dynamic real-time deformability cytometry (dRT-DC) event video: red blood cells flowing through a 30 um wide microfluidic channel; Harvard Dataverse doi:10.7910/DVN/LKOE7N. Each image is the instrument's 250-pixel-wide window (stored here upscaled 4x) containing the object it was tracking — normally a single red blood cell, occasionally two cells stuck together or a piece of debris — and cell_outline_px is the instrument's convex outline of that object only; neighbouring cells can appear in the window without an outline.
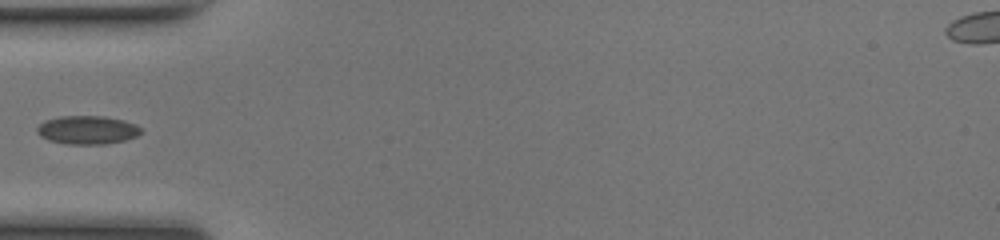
{"species": "common noctule bat (a hibernating species)", "species_latin": "Nyctalus noctula", "temperature_condition": "room temperature", "stored_images_in_passage": 34, "camera_frame_rate_fps": 3000, "um_per_image_px": 0.085, "animal": {"sex": "female", "body_mass_g": 17.0, "forearm_length_mm": 48.0}, "frame": {"image": 1, "passage_image": 1, "time_ms": 0.0, "image_size_px": [1000, 240], "cell_outline_px": [[140, 132], [136, 136], [124, 140], [104, 144], [68, 144], [48, 140], [40, 136], [36, 132], [36, 128], [44, 120], [60, 116], [104, 116], [124, 120], [136, 124], [140, 128]], "centroid_in_image_um": [7.38, 11.04], "position_along_channel_um": 77.6, "area_um2": 17.22}}
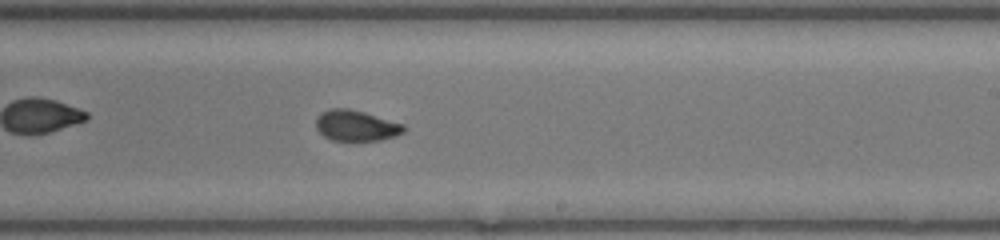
{"frame": {"image": 2, "passage_image": 14, "time_ms": 4.333, "image_size_px": [1000, 240], "cell_outline_px": [[408, 128], [404, 132], [396, 136], [380, 140], [332, 140], [324, 136], [316, 128], [316, 116], [320, 112], [328, 108], [348, 108], [364, 112], [404, 124]], "centroid_in_image_um": [30.27, 10.66], "position_along_channel_um": 258.7, "area_um2": 15.9}}
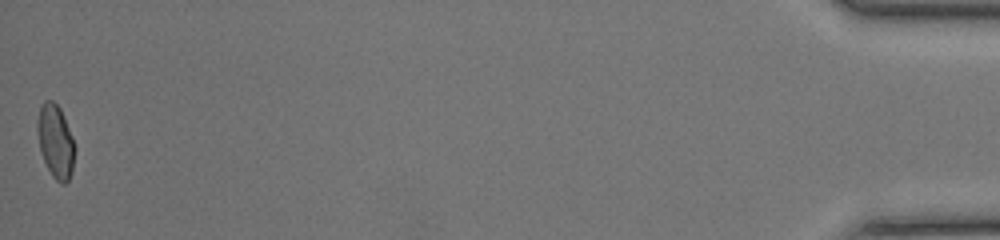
{"frame": {"image": 3, "passage_image": 34, "time_ms": 11.0, "image_size_px": [1000, 240], "cell_outline_px": [[76, 148], [72, 172], [68, 180], [64, 184], [60, 184], [52, 176], [44, 160], [40, 148], [36, 128], [36, 124], [40, 108], [44, 100], [52, 100], [60, 108], [72, 136]], "centroid_in_image_um": [4.73, 12.03], "position_along_channel_um": 430.5, "area_um2": 16.01}}